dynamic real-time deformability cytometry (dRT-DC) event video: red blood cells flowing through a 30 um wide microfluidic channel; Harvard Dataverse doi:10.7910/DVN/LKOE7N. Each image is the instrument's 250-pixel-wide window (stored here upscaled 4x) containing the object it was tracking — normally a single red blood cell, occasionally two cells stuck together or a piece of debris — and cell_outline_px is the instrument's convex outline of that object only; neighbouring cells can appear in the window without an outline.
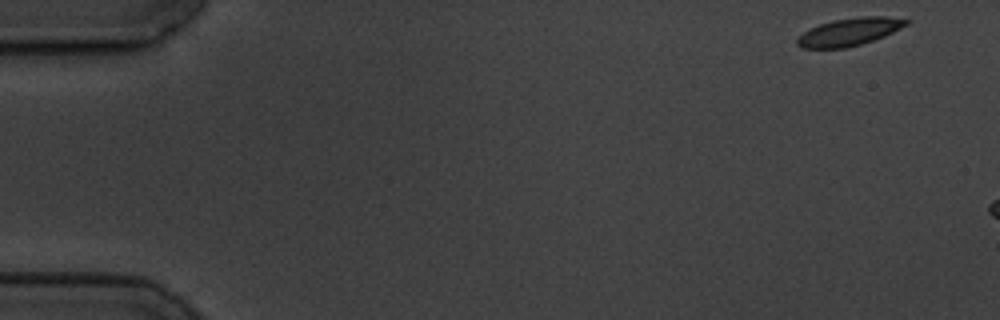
{"species": "common noctule bat (a hibernating species)", "species_latin": "Nyctalus noctula", "temperature_condition": "cold", "stored_images_in_passage": 10, "camera_frame_rate_fps": 3000, "um_per_image_px": 0.085, "animal": {"sex": "male", "body_mass_g": 19.5, "forearm_length_mm": 54.6}, "frame": {"image": 1, "passage_image": 1, "time_ms": 0.0, "image_size_px": [1000, 320], "cell_outline_px": [[912, 20], [908, 24], [884, 36], [860, 44], [844, 48], [800, 48], [796, 44], [796, 40], [804, 32], [820, 24], [832, 20], [860, 16], [884, 16]], "centroid_in_image_um": [72.2, 2.7], "position_along_channel_um": 12.8, "area_um2": 17.4}}